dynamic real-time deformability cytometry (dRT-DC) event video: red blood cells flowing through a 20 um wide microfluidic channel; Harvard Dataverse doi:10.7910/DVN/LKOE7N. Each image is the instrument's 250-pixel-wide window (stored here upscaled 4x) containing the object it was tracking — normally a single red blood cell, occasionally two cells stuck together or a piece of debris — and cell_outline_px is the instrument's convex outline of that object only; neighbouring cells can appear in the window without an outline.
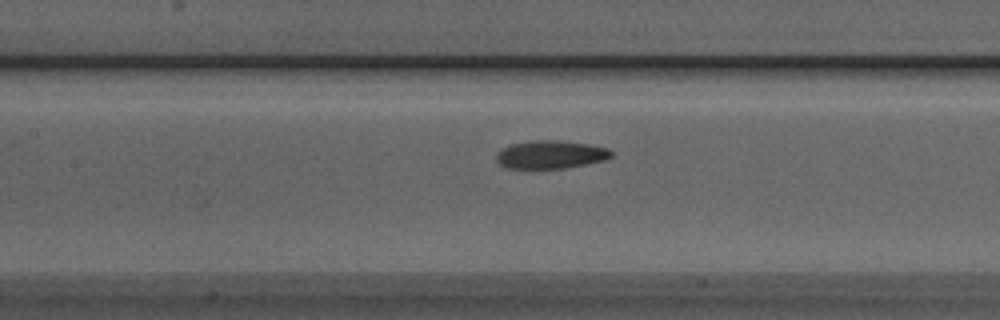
{"species": "Egyptian fruit bat (a non-hibernating species)", "species_latin": "Rousettus aegyptiacus", "temperature_condition": "room temperature", "stored_images_in_passage": 28, "camera_frame_rate_fps": 3000, "um_per_image_px": 0.085, "animal": {"sex": "male"}, "frame": {"image": 1, "passage_image": 14, "time_ms": 4.333, "image_size_px": [1000, 320], "cell_outline_px": [[612, 156], [604, 160], [564, 168], [504, 168], [496, 160], [496, 152], [500, 148], [512, 144], [532, 140], [556, 140], [588, 144], [608, 148], [612, 152]], "centroid_in_image_um": [46.75, 13.13], "position_along_channel_um": 160.7, "area_um2": 18.79}}
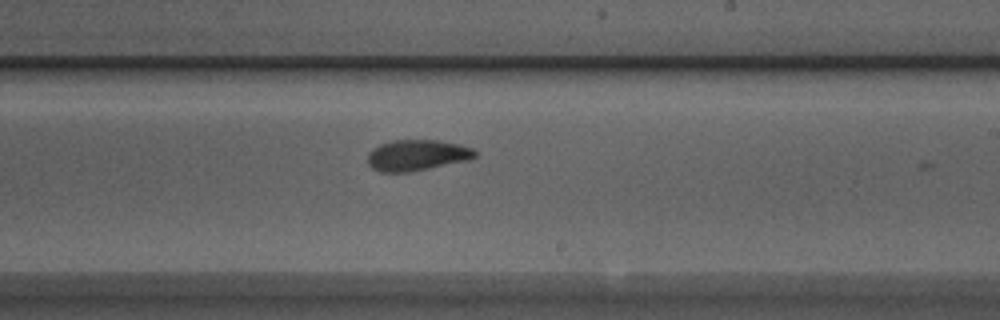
{"frame": {"image": 2, "passage_image": 21, "time_ms": 6.667, "image_size_px": [1000, 320], "cell_outline_px": [[476, 156], [468, 160], [408, 172], [380, 172], [372, 168], [368, 164], [368, 152], [372, 148], [380, 144], [392, 140], [436, 140], [460, 144], [472, 148], [476, 152]], "centroid_in_image_um": [35.41, 13.18], "position_along_channel_um": 253.6, "area_um2": 19.31}}
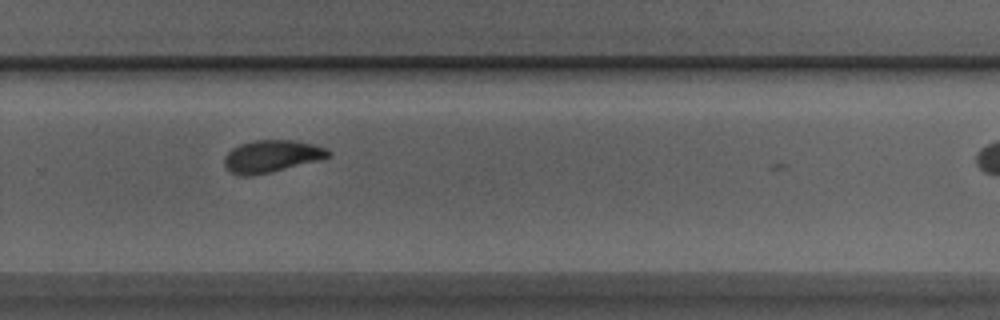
{"frame": {"image": 3, "passage_image": 25, "time_ms": 8.0, "image_size_px": [1000, 320], "cell_outline_px": [[332, 156], [272, 172], [252, 176], [240, 176], [232, 172], [224, 164], [224, 156], [232, 148], [240, 144], [252, 140], [296, 140], [328, 148], [332, 152]], "centroid_in_image_um": [23.1, 13.27], "position_along_channel_um": 306.7, "area_um2": 19.59}}